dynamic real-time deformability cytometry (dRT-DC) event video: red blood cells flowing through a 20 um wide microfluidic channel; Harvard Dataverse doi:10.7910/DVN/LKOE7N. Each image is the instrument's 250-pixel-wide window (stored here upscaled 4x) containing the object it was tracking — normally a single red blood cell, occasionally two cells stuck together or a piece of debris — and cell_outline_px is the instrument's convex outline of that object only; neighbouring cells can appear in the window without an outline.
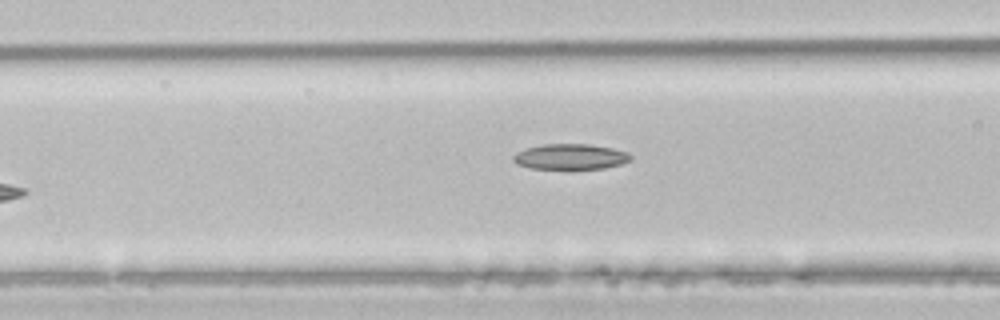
{"species": "common noctule bat (a hibernating species)", "species_latin": "Nyctalus noctula", "temperature_condition": "room temperature", "stored_images_in_passage": 6, "camera_frame_rate_fps": 3000, "um_per_image_px": 0.085, "animal": {"sex": "male", "body_mass_g": 21.5, "forearm_length_mm": 52.0}, "frame": {"image": 1, "passage_image": 4, "time_ms": 1.0, "image_size_px": [1000, 320], "cell_outline_px": [[632, 160], [620, 164], [604, 168], [572, 172], [528, 168], [516, 164], [512, 160], [512, 156], [516, 152], [528, 148], [544, 144], [588, 144], [612, 148], [628, 152], [632, 156]], "centroid_in_image_um": [48.47, 13.38], "position_along_channel_um": 118.1, "area_um2": 18.44}}
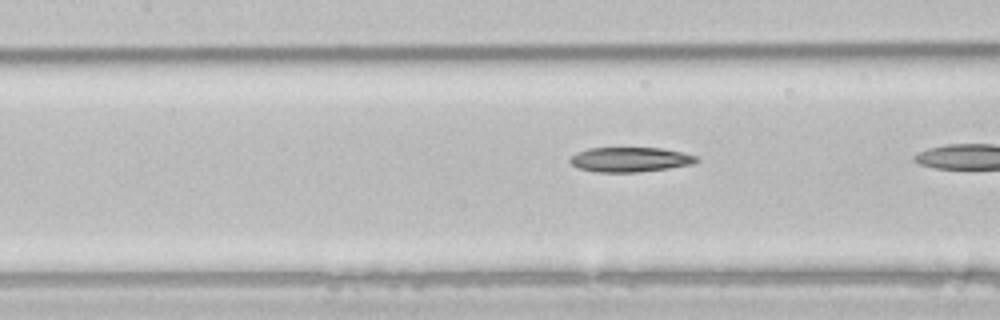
{"frame": {"image": 2, "passage_image": 6, "time_ms": 1.667, "image_size_px": [1000, 320], "cell_outline_px": [[700, 160], [692, 164], [668, 168], [640, 172], [596, 172], [576, 168], [568, 160], [576, 152], [588, 148], [660, 148], [680, 152], [696, 156]], "centroid_in_image_um": [53.51, 13.56], "position_along_channel_um": 153.9, "area_um2": 18.21}}